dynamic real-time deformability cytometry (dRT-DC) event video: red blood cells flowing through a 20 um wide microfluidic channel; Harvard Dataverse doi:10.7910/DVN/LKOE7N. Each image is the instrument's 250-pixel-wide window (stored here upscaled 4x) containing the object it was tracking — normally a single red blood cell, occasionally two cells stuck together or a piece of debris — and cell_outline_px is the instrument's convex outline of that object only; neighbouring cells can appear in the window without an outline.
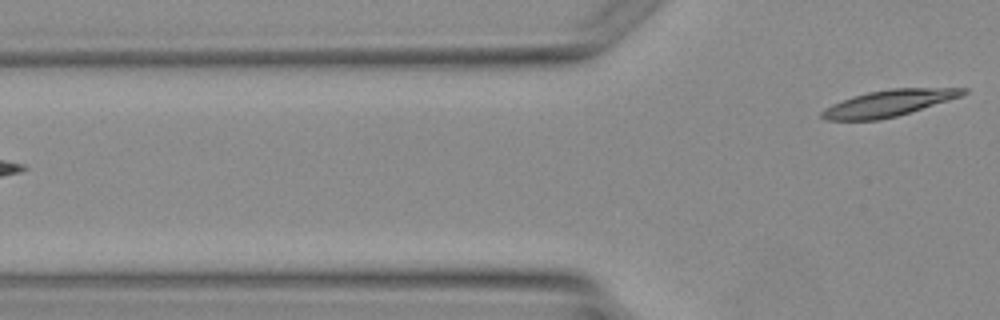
{"species": "Egyptian fruit bat (a non-hibernating species)", "species_latin": "Rousettus aegyptiacus", "temperature_condition": "warm", "stored_images_in_passage": 5, "camera_frame_rate_fps": 3000, "um_per_image_px": 0.085, "animal": {"sex": "female"}, "frame": {"image": 1, "passage_image": 5, "time_ms": 5.0, "image_size_px": [1000, 320], "cell_outline_px": [[968, 92], [960, 96], [948, 100], [896, 116], [880, 120], [824, 120], [820, 116], [820, 112], [824, 108], [832, 104], [852, 96], [868, 92], [892, 88], [968, 88]], "centroid_in_image_um": [75.48, 8.77], "position_along_channel_um": 50.3, "area_um2": 21.56}}